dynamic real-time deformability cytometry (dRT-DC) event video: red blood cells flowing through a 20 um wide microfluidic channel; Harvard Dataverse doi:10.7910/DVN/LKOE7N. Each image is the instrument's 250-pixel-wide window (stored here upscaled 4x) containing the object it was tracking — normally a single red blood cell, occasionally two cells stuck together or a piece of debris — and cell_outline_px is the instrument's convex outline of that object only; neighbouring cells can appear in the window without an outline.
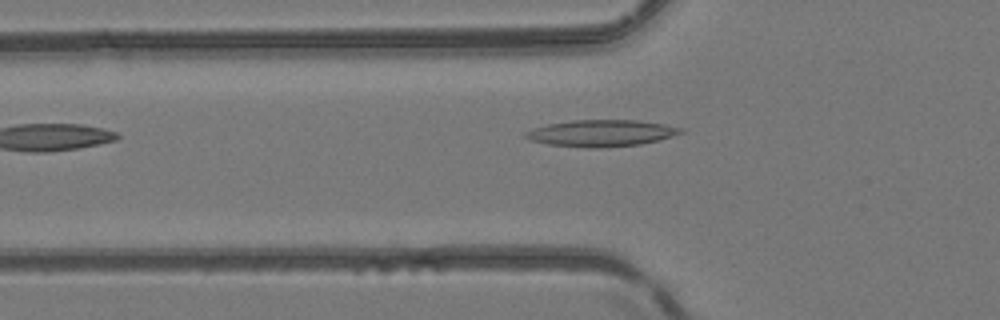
{"species": "common noctule bat (a hibernating species)", "species_latin": "Nyctalus noctula", "temperature_condition": "room temperature", "stored_images_in_passage": 5, "camera_frame_rate_fps": 3000, "um_per_image_px": 0.085, "animal": {"sex": "female", "body_mass_g": 24.6, "forearm_length_mm": 56.2}, "frame": {"image": 1, "passage_image": 4, "time_ms": 4.333, "image_size_px": [1000, 320], "cell_outline_px": [[684, 132], [660, 140], [640, 144], [604, 148], [588, 148], [548, 144], [532, 140], [524, 136], [524, 132], [532, 128], [548, 124], [572, 120], [636, 120], [664, 124], [684, 128]], "centroid_in_image_um": [51.13, 11.32], "position_along_channel_um": 74.7, "area_um2": 24.16}}
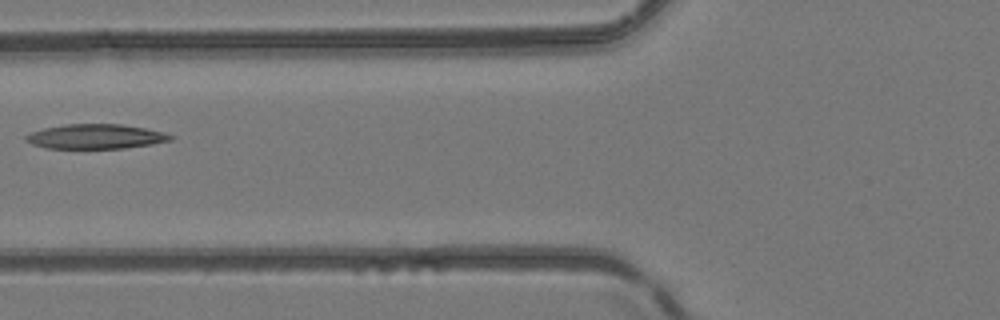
{"frame": {"image": 2, "passage_image": 5, "time_ms": 5.333, "image_size_px": [1000, 320], "cell_outline_px": [[176, 136], [172, 140], [152, 144], [124, 148], [48, 148], [32, 144], [24, 140], [24, 136], [32, 132], [44, 128], [64, 124], [120, 124], [144, 128], [164, 132]], "centroid_in_image_um": [8.15, 11.6], "position_along_channel_um": 117.7, "area_um2": 20.75}}